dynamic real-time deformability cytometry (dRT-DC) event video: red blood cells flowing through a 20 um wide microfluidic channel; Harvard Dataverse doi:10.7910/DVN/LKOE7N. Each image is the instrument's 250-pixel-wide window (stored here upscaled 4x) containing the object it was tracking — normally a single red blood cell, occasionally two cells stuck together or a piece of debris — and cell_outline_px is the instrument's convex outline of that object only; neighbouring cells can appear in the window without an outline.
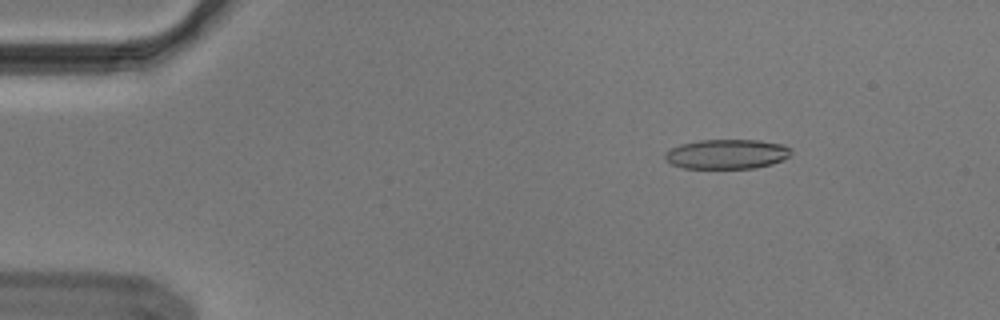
{"species": "Egyptian fruit bat (a non-hibernating species)", "species_latin": "Rousettus aegyptiacus", "temperature_condition": "cold", "stored_images_in_passage": 54, "camera_frame_rate_fps": 3000, "um_per_image_px": 0.085, "animal": {"sex": "male"}, "frame": {"image": 1, "passage_image": 8, "time_ms": 2.333, "image_size_px": [1000, 320], "cell_outline_px": [[792, 152], [784, 160], [772, 164], [752, 168], [680, 168], [664, 160], [664, 152], [680, 144], [700, 140], [760, 140], [784, 144], [792, 148]], "centroid_in_image_um": [61.79, 13.09], "position_along_channel_um": 23.2, "area_um2": 22.02}}
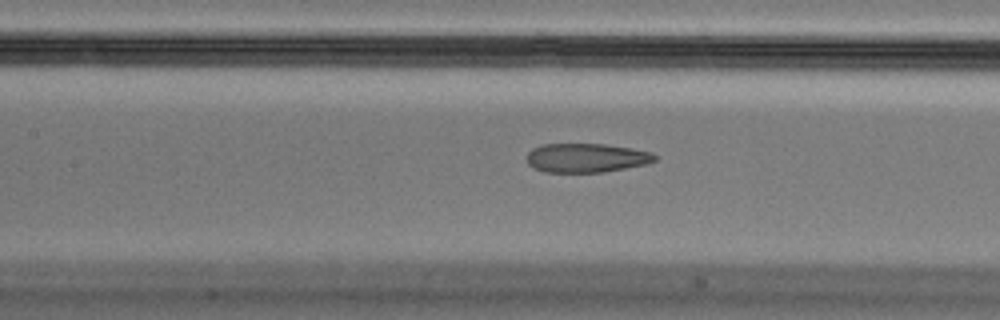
{"frame": {"image": 2, "passage_image": 25, "time_ms": 8.0, "image_size_px": [1000, 320], "cell_outline_px": [[656, 160], [648, 164], [604, 172], [544, 172], [528, 164], [528, 152], [532, 148], [544, 144], [604, 144], [632, 148], [652, 152], [656, 156]], "centroid_in_image_um": [49.87, 13.42], "position_along_channel_um": 157.5, "area_um2": 21.68}}
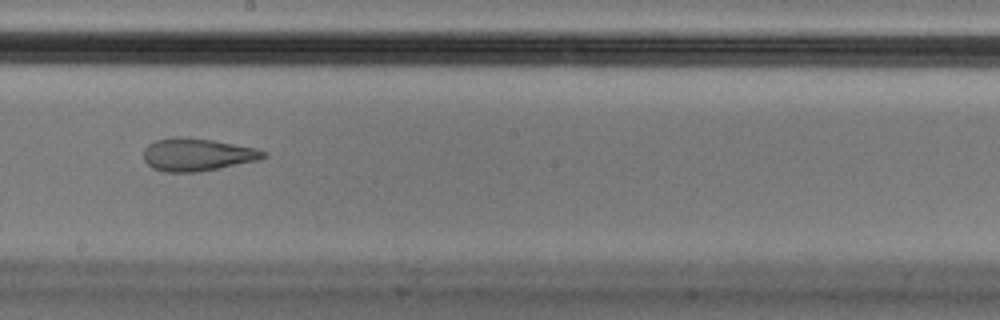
{"frame": {"image": 3, "passage_image": 31, "time_ms": 10.0, "image_size_px": [1000, 320], "cell_outline_px": [[268, 156], [260, 160], [196, 172], [164, 172], [152, 168], [144, 160], [144, 148], [148, 144], [156, 140], [172, 136], [188, 136], [212, 140], [256, 148], [264, 152]], "centroid_in_image_um": [16.73, 13.13], "position_along_channel_um": 231.5, "area_um2": 22.95}, "authors_computed_cell_mechanics": {"area_um2": 23.3512, "velocity_mm_per_s": 3.7072, "shape_relaxation_time_tau1_ms": null, "shape_relaxation_time_tau2_ms": 1.9528, "deformation_change_tau1": null, "deformation_change_tau2": 0.0927}}